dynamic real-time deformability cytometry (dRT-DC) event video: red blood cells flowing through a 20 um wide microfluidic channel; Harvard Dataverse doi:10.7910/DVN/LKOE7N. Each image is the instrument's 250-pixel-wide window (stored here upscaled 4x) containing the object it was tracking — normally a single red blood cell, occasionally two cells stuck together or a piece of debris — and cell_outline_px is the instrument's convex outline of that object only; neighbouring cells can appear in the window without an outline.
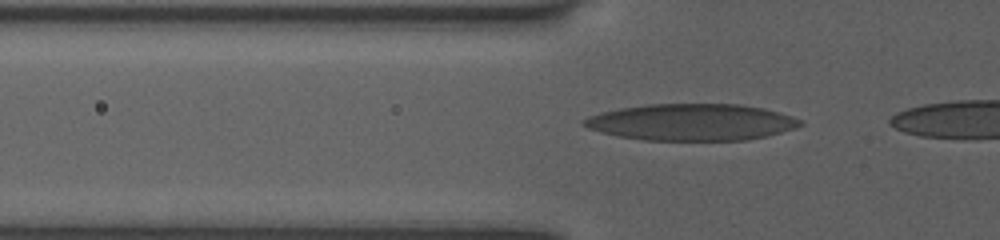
{"species": "human", "species_latin": "Homo sapiens", "temperature_condition": "room temperature", "stored_images_in_passage": 6, "camera_frame_rate_fps": 3000, "um_per_image_px": 0.085, "donor": {"sex": "female"}, "frame": {"image": 1, "passage_image": 4, "time_ms": 1.0, "image_size_px": [1000, 240], "cell_outline_px": [[804, 124], [796, 128], [748, 140], [644, 140], [620, 136], [600, 132], [588, 128], [580, 124], [580, 120], [588, 116], [600, 112], [620, 108], [648, 104], [740, 104], [764, 108], [792, 116], [804, 120]], "centroid_in_image_um": [58.77, 10.38], "position_along_channel_um": 67.0, "area_um2": 46.36}}